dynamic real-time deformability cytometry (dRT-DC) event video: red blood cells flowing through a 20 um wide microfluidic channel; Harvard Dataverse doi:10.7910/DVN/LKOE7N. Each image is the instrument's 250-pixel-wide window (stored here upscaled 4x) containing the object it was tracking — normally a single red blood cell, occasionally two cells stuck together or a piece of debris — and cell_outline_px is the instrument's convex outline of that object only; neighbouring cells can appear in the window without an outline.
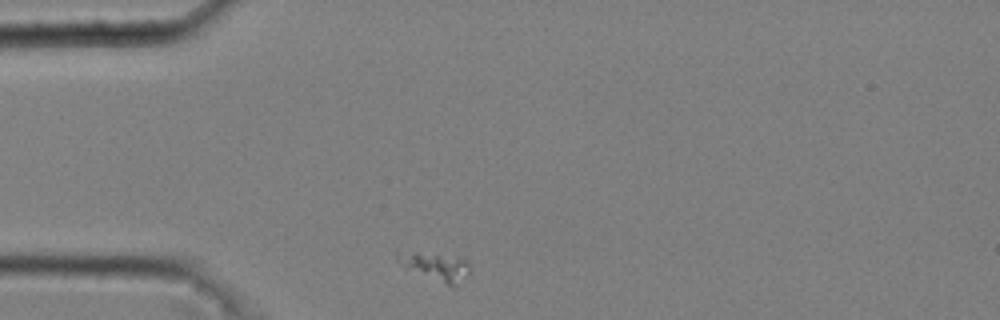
{"species": "common noctule bat (a hibernating species)", "species_latin": "Nyctalus noctula", "temperature_condition": "cold", "stored_images_in_passage": 42, "camera_frame_rate_fps": 3000, "um_per_image_px": 0.085, "animal": {"sex": "male", "body_mass_g": 20.4}, "frame": {"image": 1, "passage_image": 1, "time_ms": 0.0, "image_size_px": [1000, 320], "cell_outline_px": [[472, 264], [468, 276], [452, 284], [448, 284], [404, 264], [396, 260], [396, 252], [416, 252], [468, 260]], "centroid_in_image_um": [37.12, 22.6], "position_along_channel_um": 47.9, "area_um2": 10.46}}
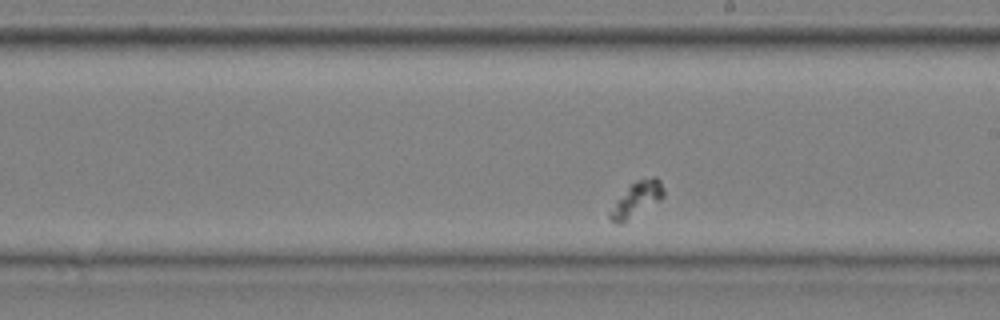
{"frame": {"image": 2, "passage_image": 19, "time_ms": 6.0, "image_size_px": [1000, 320], "cell_outline_px": [[664, 196], [660, 200], [620, 224], [616, 224], [608, 216], [608, 212], [628, 188], [636, 180], [652, 176], [656, 176], [660, 180], [664, 192]], "centroid_in_image_um": [54.14, 16.92], "position_along_channel_um": 234.9, "area_um2": 10.46}}
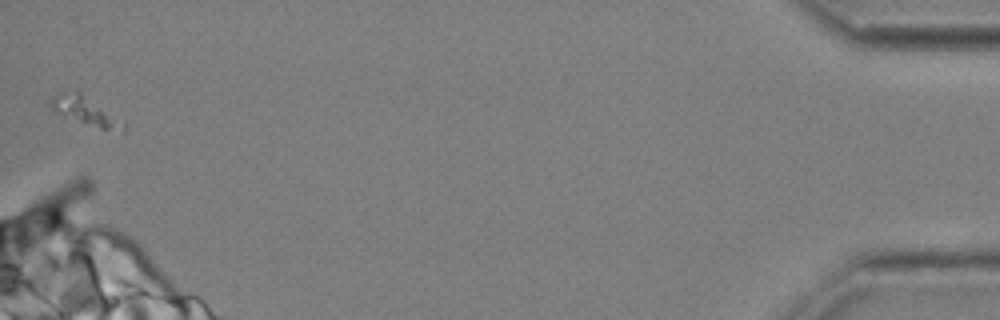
{"frame": {"image": 3, "passage_image": 42, "time_ms": 13.667, "image_size_px": [1000, 320], "cell_outline_px": [[128, 124], [124, 132], [100, 128], [60, 116], [52, 112], [48, 104], [52, 96], [60, 92], [80, 92], [124, 120]], "centroid_in_image_um": [7.26, 9.46], "position_along_channel_um": 427.9, "area_um2": 12.37}}